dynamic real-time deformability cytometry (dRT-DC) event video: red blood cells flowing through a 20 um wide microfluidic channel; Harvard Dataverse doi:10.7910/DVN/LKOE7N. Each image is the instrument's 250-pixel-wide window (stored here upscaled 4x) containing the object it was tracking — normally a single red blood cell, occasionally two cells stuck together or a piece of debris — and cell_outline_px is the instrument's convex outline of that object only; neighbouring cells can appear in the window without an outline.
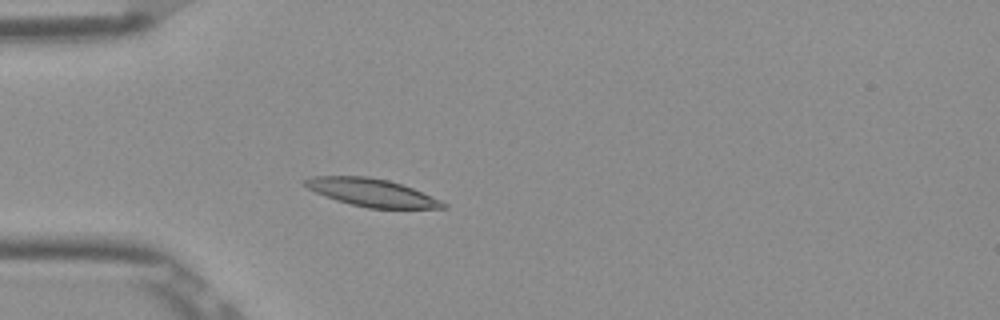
{"species": "Egyptian fruit bat (a non-hibernating species)", "species_latin": "Rousettus aegyptiacus", "temperature_condition": "room temperature", "stored_images_in_passage": 50, "camera_frame_rate_fps": 3000, "um_per_image_px": 0.085, "frame": {"image": 1, "passage_image": 12, "time_ms": 3.667, "image_size_px": [1000, 320], "cell_outline_px": [[448, 208], [368, 208], [336, 200], [316, 192], [300, 184], [300, 180], [312, 176], [368, 176], [388, 180], [412, 188], [440, 200], [448, 204]], "centroid_in_image_um": [31.54, 16.35], "position_along_channel_um": 53.5, "area_um2": 22.25}}
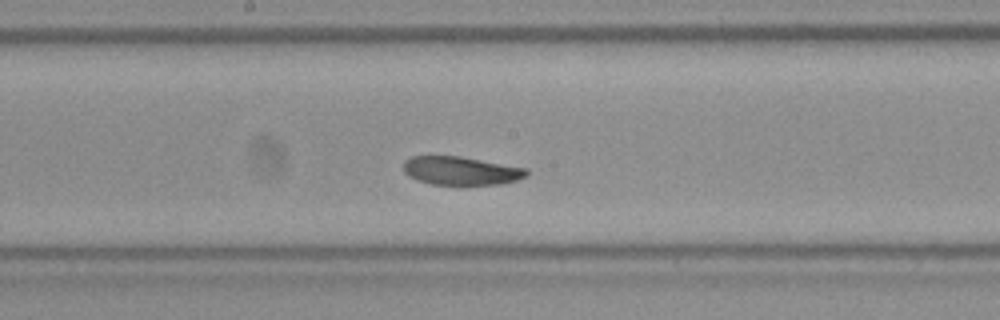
{"frame": {"image": 2, "passage_image": 25, "time_ms": 8.0, "image_size_px": [1000, 320], "cell_outline_px": [[528, 176], [516, 180], [500, 184], [464, 188], [432, 184], [416, 180], [408, 176], [404, 172], [404, 160], [412, 156], [460, 156], [528, 168]], "centroid_in_image_um": [39.2, 14.56], "position_along_channel_um": 209.0, "area_um2": 21.39}}
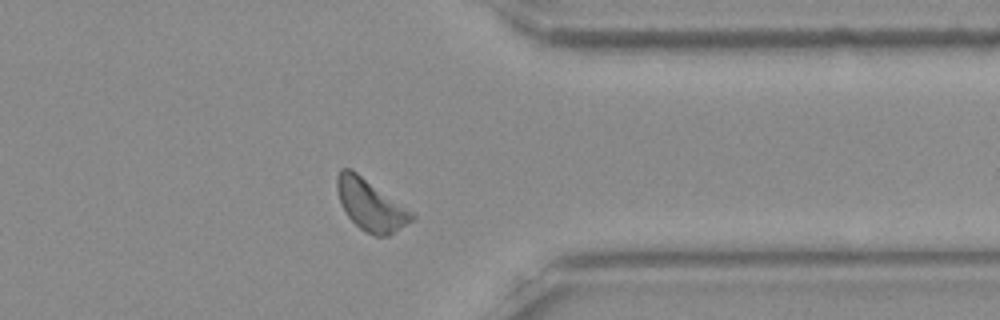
{"frame": {"image": 3, "passage_image": 39, "time_ms": 12.667, "image_size_px": [1000, 320], "cell_outline_px": [[416, 216], [412, 220], [388, 236], [376, 236], [360, 228], [348, 216], [340, 200], [336, 188], [336, 176], [340, 168], [352, 168]], "centroid_in_image_um": [31.45, 17.39], "position_along_channel_um": 379.9, "area_um2": 21.68}, "authors_computed_cell_mechanics": {"area_um2": 22.0218, "velocity_mm_per_s": 3.8177, "shape_relaxation_time_tau1_ms": 1.8498, "shape_relaxation_time_tau2_ms": null, "deformation_change_tau1": 0.0697, "deformation_change_tau2": null}}